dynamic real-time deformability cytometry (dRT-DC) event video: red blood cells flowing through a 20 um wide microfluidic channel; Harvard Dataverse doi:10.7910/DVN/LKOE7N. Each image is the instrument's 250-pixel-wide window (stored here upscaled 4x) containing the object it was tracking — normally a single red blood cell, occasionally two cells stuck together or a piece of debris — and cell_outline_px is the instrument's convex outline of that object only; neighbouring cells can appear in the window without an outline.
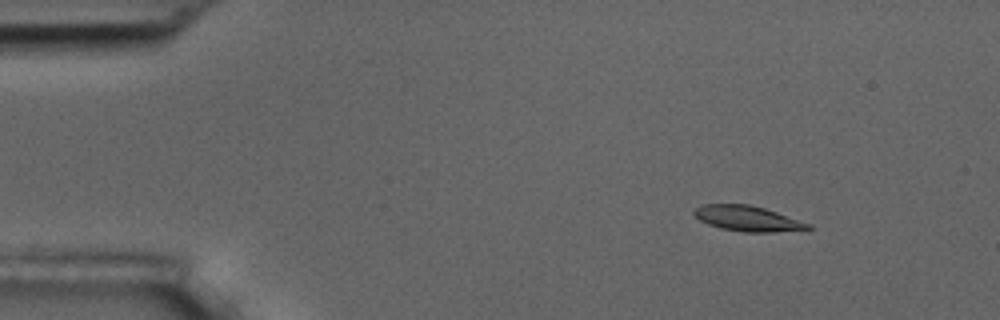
{"species": "common noctule bat (a hibernating species)", "species_latin": "Nyctalus noctula", "temperature_condition": "room temperature", "stored_images_in_passage": 5, "camera_frame_rate_fps": 3000, "um_per_image_px": 0.085, "animal": {"sex": "male", "body_mass_g": 17.5, "forearm_length_mm": 52.3}, "frame": {"image": 1, "passage_image": 2, "time_ms": 1.333, "image_size_px": [1000, 320], "cell_outline_px": [[812, 228], [808, 232], [744, 232], [720, 228], [708, 224], [700, 220], [692, 212], [692, 208], [700, 204], [748, 204], [764, 208], [812, 224]], "centroid_in_image_um": [63.62, 18.59], "position_along_channel_um": 21.4, "area_um2": 17.34}}
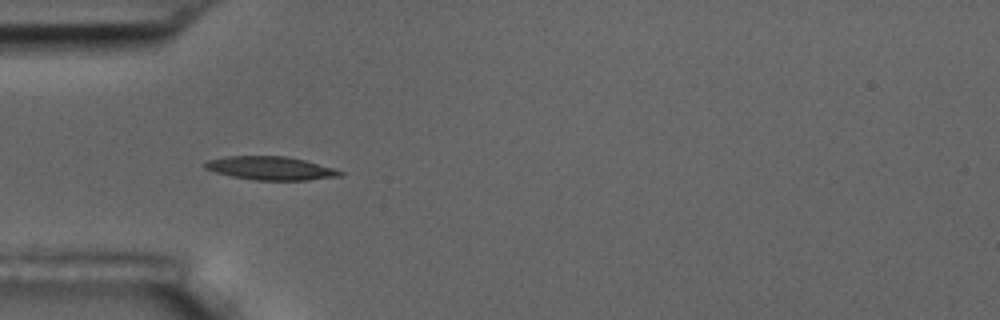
{"frame": {"image": 2, "passage_image": 4, "time_ms": 4.667, "image_size_px": [1000, 320], "cell_outline_px": [[344, 172], [340, 176], [308, 180], [256, 180], [232, 176], [216, 172], [204, 168], [204, 160], [224, 156], [288, 156], [304, 160], [332, 168]], "centroid_in_image_um": [22.94, 14.29], "position_along_channel_um": 62.1, "area_um2": 18.38}}